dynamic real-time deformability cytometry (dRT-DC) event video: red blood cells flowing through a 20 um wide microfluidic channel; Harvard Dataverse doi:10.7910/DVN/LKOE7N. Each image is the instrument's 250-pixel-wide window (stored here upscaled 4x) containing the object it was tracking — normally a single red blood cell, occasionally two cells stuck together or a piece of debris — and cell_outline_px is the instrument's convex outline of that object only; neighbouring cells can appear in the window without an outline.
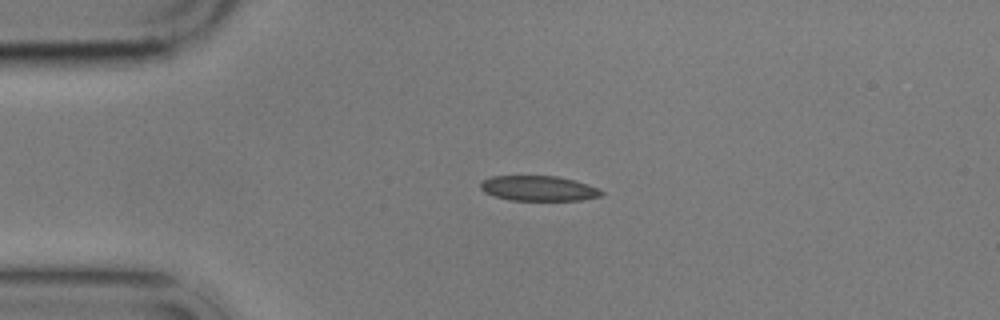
{"species": "common noctule bat (a hibernating species)", "species_latin": "Nyctalus noctula", "temperature_condition": "cold", "stored_images_in_passage": 3, "camera_frame_rate_fps": 3000, "um_per_image_px": 0.085, "animal": {"sex": "male", "body_mass_g": 17.9}, "frame": {"image": 1, "passage_image": 1, "time_ms": 0.0, "image_size_px": [1000, 320], "cell_outline_px": [[604, 196], [580, 200], [512, 200], [496, 196], [484, 192], [480, 188], [480, 184], [484, 180], [492, 176], [556, 176], [576, 180], [588, 184], [604, 192]], "centroid_in_image_um": [45.81, 16.01], "position_along_channel_um": 39.2, "area_um2": 17.63}}